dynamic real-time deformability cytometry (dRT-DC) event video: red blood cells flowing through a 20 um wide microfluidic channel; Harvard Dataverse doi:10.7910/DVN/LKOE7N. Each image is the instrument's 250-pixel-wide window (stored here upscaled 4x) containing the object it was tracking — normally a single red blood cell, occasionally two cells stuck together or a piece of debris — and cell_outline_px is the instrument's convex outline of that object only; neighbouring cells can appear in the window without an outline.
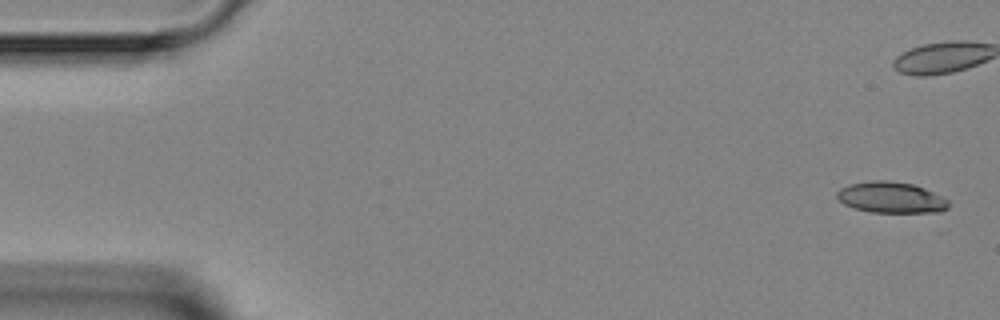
{"species": "Egyptian fruit bat (a non-hibernating species)", "species_latin": "Rousettus aegyptiacus", "temperature_condition": "room temperature", "stored_images_in_passage": 4, "camera_frame_rate_fps": 3000, "um_per_image_px": 0.085, "animal": {"sex": "female"}, "frame": {"image": 1, "passage_image": 1, "time_ms": 0.0, "image_size_px": [1000, 320], "cell_outline_px": [[948, 208], [940, 212], [872, 212], [856, 208], [844, 204], [836, 196], [836, 192], [840, 188], [848, 184], [872, 180], [888, 180], [912, 184], [924, 188], [948, 200]], "centroid_in_image_um": [75.72, 16.77], "position_along_channel_um": 9.3, "area_um2": 20.06}}